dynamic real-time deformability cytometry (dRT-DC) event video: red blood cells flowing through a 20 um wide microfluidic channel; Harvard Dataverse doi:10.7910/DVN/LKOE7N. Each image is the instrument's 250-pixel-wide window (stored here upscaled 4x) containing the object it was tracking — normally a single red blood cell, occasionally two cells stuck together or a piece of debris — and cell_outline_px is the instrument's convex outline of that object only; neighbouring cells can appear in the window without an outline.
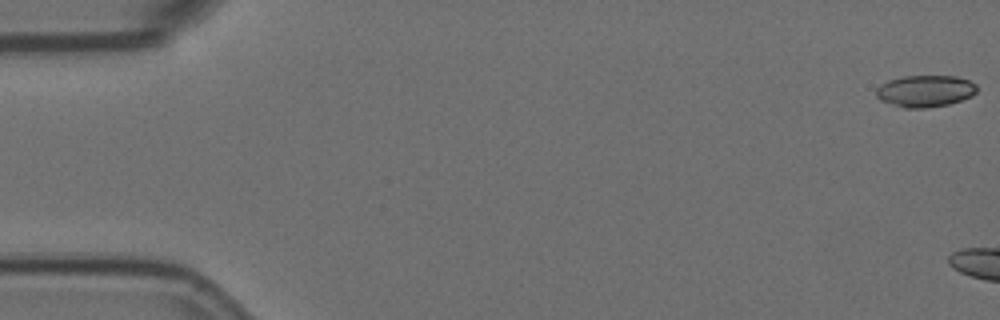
{"species": "Egyptian fruit bat (a non-hibernating species)", "species_latin": "Rousettus aegyptiacus", "temperature_condition": "room temperature", "stored_images_in_passage": 5, "camera_frame_rate_fps": 3000, "um_per_image_px": 0.085, "animal": {"sex": "female"}, "frame": {"image": 1, "passage_image": 1, "time_ms": 0.0, "image_size_px": [1000, 320], "cell_outline_px": [[976, 92], [972, 96], [948, 104], [928, 108], [904, 108], [880, 100], [876, 96], [876, 88], [880, 84], [888, 80], [904, 76], [956, 76], [968, 80], [976, 84]], "centroid_in_image_um": [78.62, 7.74], "position_along_channel_um": 6.4, "area_um2": 18.67}}